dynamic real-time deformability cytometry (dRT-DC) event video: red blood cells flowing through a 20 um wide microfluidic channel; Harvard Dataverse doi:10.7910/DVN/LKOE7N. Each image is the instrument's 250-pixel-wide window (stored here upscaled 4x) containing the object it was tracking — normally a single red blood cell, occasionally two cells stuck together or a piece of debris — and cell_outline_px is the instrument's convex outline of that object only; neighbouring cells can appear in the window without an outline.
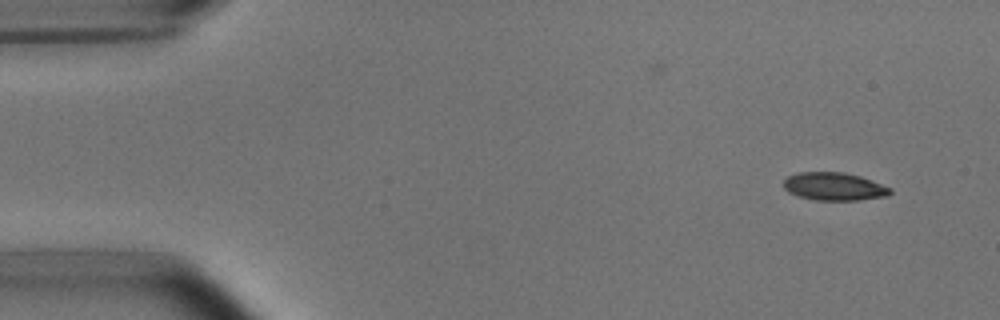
{"species": "common noctule bat (a hibernating species)", "species_latin": "Nyctalus noctula", "temperature_condition": "room temperature", "stored_images_in_passage": 2, "camera_frame_rate_fps": 3000, "um_per_image_px": 0.085, "animal": {"sex": "male", "body_mass_g": 15.6}, "frame": {"image": 1, "passage_image": 2, "time_ms": 1.333, "image_size_px": [1000, 320], "cell_outline_px": [[892, 192], [888, 196], [860, 200], [816, 200], [800, 196], [788, 192], [784, 188], [784, 180], [788, 176], [800, 172], [844, 172], [860, 176], [892, 188]], "centroid_in_image_um": [70.93, 15.85], "position_along_channel_um": 14.1, "area_um2": 17.34}}